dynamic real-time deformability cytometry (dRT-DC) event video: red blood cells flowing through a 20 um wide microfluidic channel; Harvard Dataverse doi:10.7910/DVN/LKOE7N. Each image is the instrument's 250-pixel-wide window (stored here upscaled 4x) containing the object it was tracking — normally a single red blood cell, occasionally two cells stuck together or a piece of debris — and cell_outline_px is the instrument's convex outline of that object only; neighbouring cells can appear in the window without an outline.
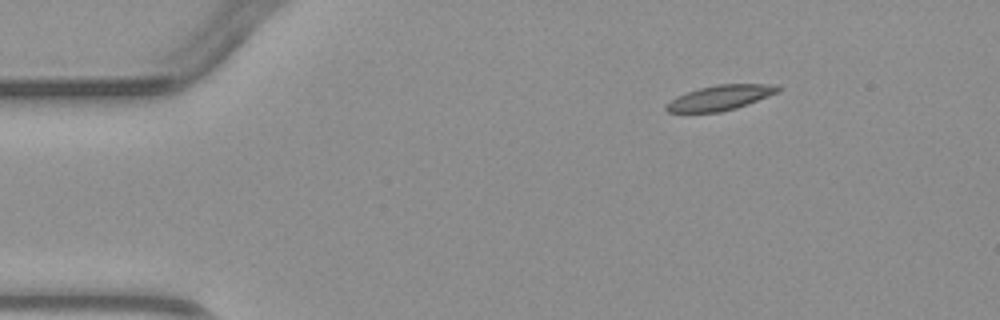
{"species": "common noctule bat (a hibernating species)", "species_latin": "Nyctalus noctula", "temperature_condition": "warm", "stored_images_in_passage": 3, "camera_frame_rate_fps": 3000, "um_per_image_px": 0.085, "animal": {"sex": "male", "body_mass_g": 23.1, "forearm_length_mm": 52.7}, "frame": {"image": 1, "passage_image": 1, "time_ms": 0.0, "image_size_px": [1000, 320], "cell_outline_px": [[780, 92], [748, 104], [736, 108], [720, 112], [668, 112], [664, 108], [664, 104], [676, 96], [700, 88], [716, 84], [780, 84]], "centroid_in_image_um": [61.23, 8.3], "position_along_channel_um": 23.8, "area_um2": 16.42}}
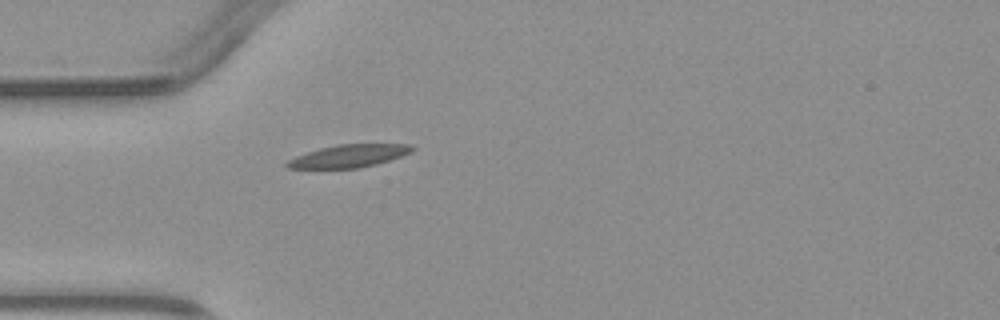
{"frame": {"image": 2, "passage_image": 3, "time_ms": 2.333, "image_size_px": [1000, 320], "cell_outline_px": [[416, 148], [412, 152], [376, 164], [360, 168], [288, 168], [284, 164], [288, 160], [296, 156], [320, 148], [336, 144], [408, 144]], "centroid_in_image_um": [29.66, 13.25], "position_along_channel_um": 55.3, "area_um2": 16.42}}